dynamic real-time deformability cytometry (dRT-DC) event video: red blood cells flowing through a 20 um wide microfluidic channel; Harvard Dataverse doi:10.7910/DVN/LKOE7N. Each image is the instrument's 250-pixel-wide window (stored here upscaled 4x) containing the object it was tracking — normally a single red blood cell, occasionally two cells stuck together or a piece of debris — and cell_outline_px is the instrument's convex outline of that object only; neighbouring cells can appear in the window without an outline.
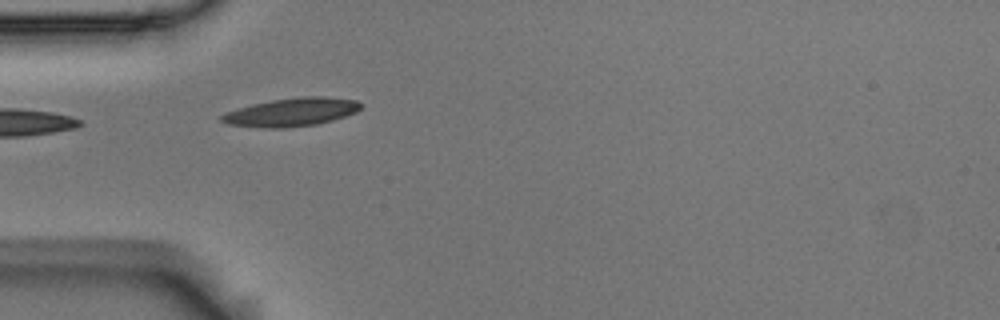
{"species": "Egyptian fruit bat (a non-hibernating species)", "species_latin": "Rousettus aegyptiacus", "temperature_condition": "room temperature", "stored_images_in_passage": 3, "camera_frame_rate_fps": 3000, "um_per_image_px": 0.085, "animal": {"sex": "male"}, "frame": {"image": 1, "passage_image": 1, "time_ms": 0.0, "image_size_px": [1000, 320], "cell_outline_px": [[364, 104], [356, 112], [332, 120], [316, 124], [284, 128], [268, 128], [228, 124], [220, 120], [220, 116], [228, 112], [252, 104], [272, 100], [300, 96], [324, 96], [356, 100]], "centroid_in_image_um": [24.82, 9.52], "position_along_channel_um": 60.2, "area_um2": 22.77}}